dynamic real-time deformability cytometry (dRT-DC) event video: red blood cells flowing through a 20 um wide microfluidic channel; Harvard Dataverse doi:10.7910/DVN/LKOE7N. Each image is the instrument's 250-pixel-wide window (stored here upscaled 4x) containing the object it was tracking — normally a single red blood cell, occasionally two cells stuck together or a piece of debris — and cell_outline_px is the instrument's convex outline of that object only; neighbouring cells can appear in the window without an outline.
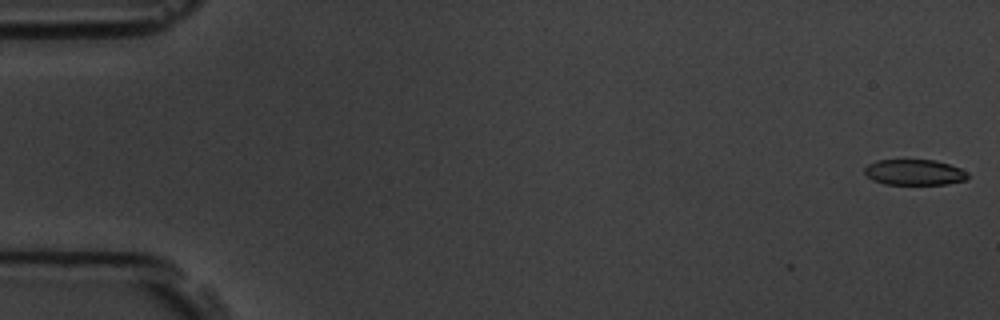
{"species": "common noctule bat (a hibernating species)", "species_latin": "Nyctalus noctula", "temperature_condition": "room temperature", "stored_images_in_passage": 5, "camera_frame_rate_fps": 3000, "um_per_image_px": 0.085, "animal": {"sex": "male", "body_mass_g": 19.5, "forearm_length_mm": 54.6}, "frame": {"image": 1, "passage_image": 1, "time_ms": 0.0, "image_size_px": [1000, 320], "cell_outline_px": [[968, 176], [964, 180], [948, 184], [884, 184], [872, 180], [864, 172], [864, 168], [868, 164], [876, 160], [936, 160], [960, 168], [968, 172]], "centroid_in_image_um": [77.71, 14.64], "position_along_channel_um": 7.3, "area_um2": 15.43}}
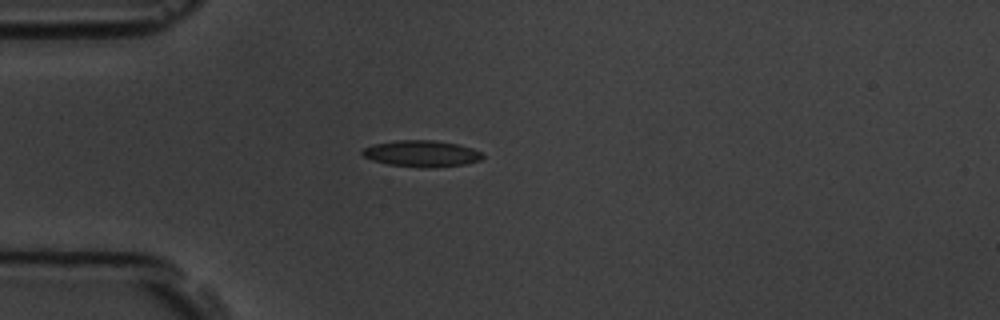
{"frame": {"image": 2, "passage_image": 5, "time_ms": 4.667, "image_size_px": [1000, 320], "cell_outline_px": [[484, 156], [480, 160], [468, 164], [432, 168], [388, 164], [372, 160], [364, 156], [360, 152], [364, 148], [372, 144], [396, 140], [436, 140], [456, 144], [472, 148], [480, 152]], "centroid_in_image_um": [35.84, 13.05], "position_along_channel_um": 49.2, "area_um2": 18.5}}